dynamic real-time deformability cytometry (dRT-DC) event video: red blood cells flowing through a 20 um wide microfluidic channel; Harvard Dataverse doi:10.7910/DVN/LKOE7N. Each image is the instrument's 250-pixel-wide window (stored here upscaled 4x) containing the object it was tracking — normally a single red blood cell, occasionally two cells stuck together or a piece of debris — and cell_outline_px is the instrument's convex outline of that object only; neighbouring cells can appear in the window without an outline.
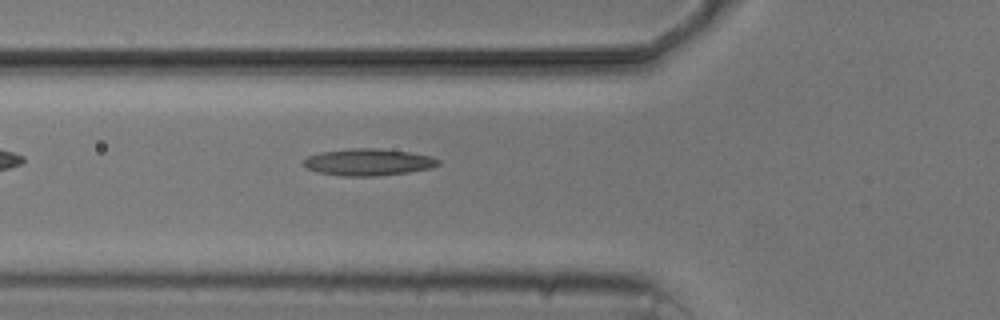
{"species": "common noctule bat (a hibernating species)", "species_latin": "Nyctalus noctula", "temperature_condition": "cold", "stored_images_in_passage": 6, "camera_frame_rate_fps": 3000, "um_per_image_px": 0.085, "animal": {"sex": "male", "body_mass_g": 20.5, "forearm_length_mm": 52.5}, "frame": {"image": 1, "passage_image": 6, "time_ms": 6.0, "image_size_px": [1000, 320], "cell_outline_px": [[440, 164], [428, 168], [408, 172], [376, 176], [344, 176], [320, 172], [308, 168], [304, 164], [304, 160], [308, 156], [320, 152], [348, 148], [380, 148], [408, 152], [432, 156], [440, 160]], "centroid_in_image_um": [31.32, 13.77], "position_along_channel_um": 94.5, "area_um2": 20.92}}